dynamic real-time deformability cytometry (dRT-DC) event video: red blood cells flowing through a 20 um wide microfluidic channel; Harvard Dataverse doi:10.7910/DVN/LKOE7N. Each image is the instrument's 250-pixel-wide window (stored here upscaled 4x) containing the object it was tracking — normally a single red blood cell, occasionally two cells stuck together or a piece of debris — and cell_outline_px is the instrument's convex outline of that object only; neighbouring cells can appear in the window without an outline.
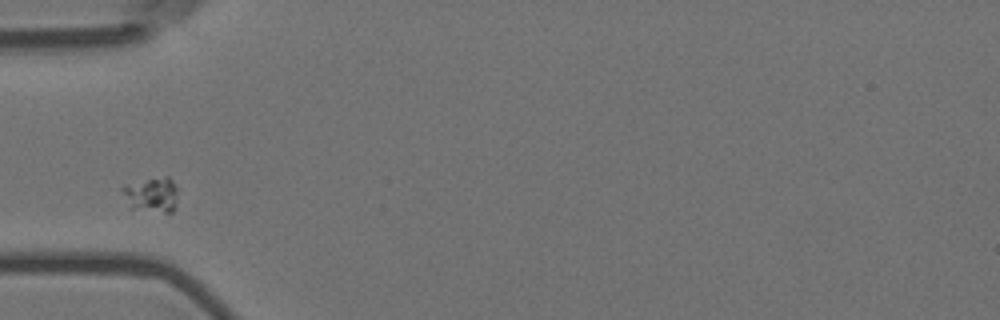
{"species": "Egyptian fruit bat (a non-hibernating species)", "species_latin": "Rousettus aegyptiacus", "temperature_condition": "room temperature", "stored_images_in_passage": 4, "camera_frame_rate_fps": 3000, "um_per_image_px": 0.085, "animal": {"sex": "female"}, "frame": {"image": 1, "passage_image": 1, "time_ms": 0.0, "image_size_px": [1000, 320], "cell_outline_px": [[176, 208], [172, 212], [164, 212], [132, 208], [120, 188], [124, 184], [164, 176], [168, 176], [172, 180], [176, 188]], "centroid_in_image_um": [12.9, 16.53], "position_along_channel_um": 72.1, "area_um2": 11.1}}
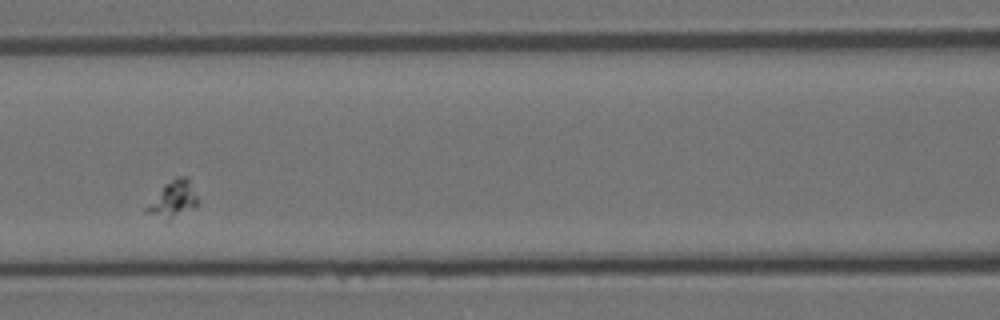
{"frame": {"image": 2, "passage_image": 3, "time_ms": 0.667, "image_size_px": [1000, 320], "cell_outline_px": [[200, 200], [196, 208], [168, 220], [148, 212], [144, 208], [164, 184], [176, 176], [188, 176]], "centroid_in_image_um": [14.79, 16.89], "position_along_channel_um": 151.8, "area_um2": 10.98}}
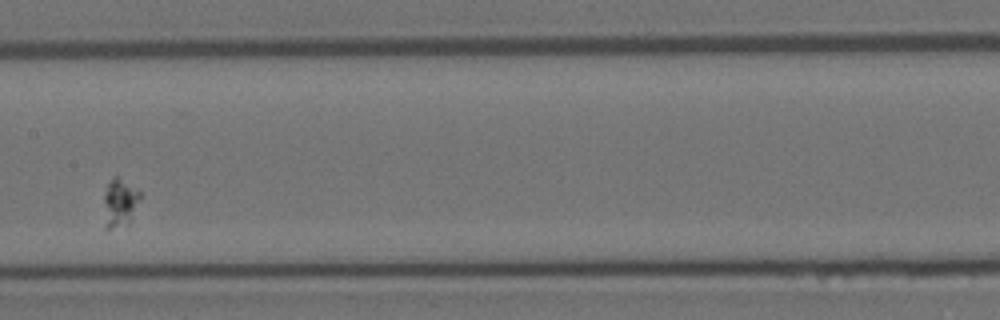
{"frame": {"image": 3, "passage_image": 4, "time_ms": 1.0, "image_size_px": [1000, 320], "cell_outline_px": [[140, 200], [128, 224], [112, 228], [104, 228], [104, 196], [108, 184], [112, 176], [116, 176], [140, 192]], "centroid_in_image_um": [10.16, 17.26], "position_along_channel_um": 197.2, "area_um2": 10.0}}